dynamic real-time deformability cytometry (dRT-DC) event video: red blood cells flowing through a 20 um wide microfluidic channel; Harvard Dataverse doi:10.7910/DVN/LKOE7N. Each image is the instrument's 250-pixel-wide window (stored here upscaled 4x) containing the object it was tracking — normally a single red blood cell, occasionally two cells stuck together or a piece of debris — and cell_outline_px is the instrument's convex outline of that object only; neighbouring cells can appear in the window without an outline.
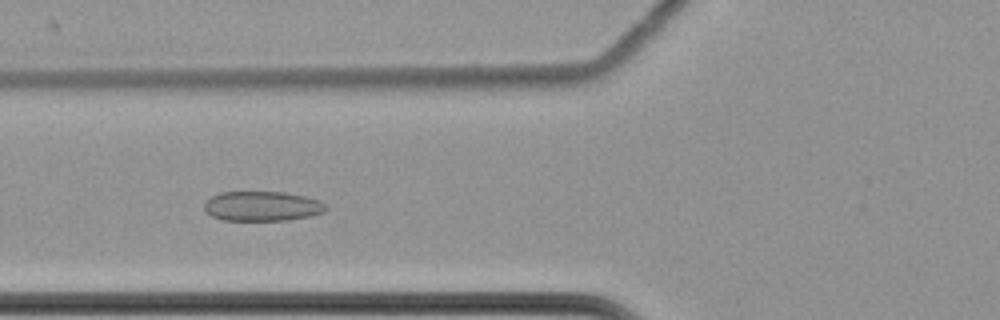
{"species": "common noctule bat (a hibernating species)", "species_latin": "Nyctalus noctula", "temperature_condition": "cold", "stored_images_in_passage": 55, "camera_frame_rate_fps": 3000, "um_per_image_px": 0.085, "animal": {"sex": "female", "body_mass_g": 22.7, "forearm_length_mm": 54.2}, "frame": {"image": 1, "passage_image": 19, "time_ms": 6.0, "image_size_px": [1000, 320], "cell_outline_px": [[328, 208], [324, 212], [308, 216], [288, 220], [224, 220], [212, 216], [204, 212], [204, 204], [212, 196], [220, 192], [284, 192], [304, 196], [320, 200]], "centroid_in_image_um": [22.27, 17.52], "position_along_channel_um": 103.5, "area_um2": 21.04}}
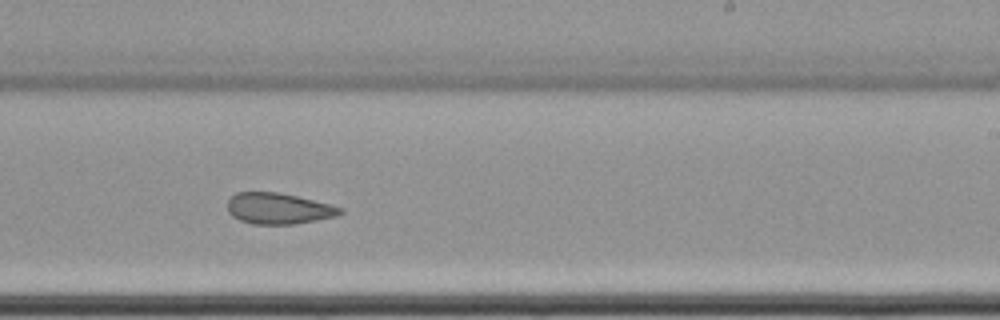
{"frame": {"image": 2, "passage_image": 33, "time_ms": 10.667, "image_size_px": [1000, 320], "cell_outline_px": [[344, 212], [336, 216], [296, 224], [252, 224], [240, 220], [232, 216], [228, 212], [228, 200], [236, 192], [276, 192], [296, 196], [344, 208]], "centroid_in_image_um": [23.66, 17.73], "position_along_channel_um": 265.3, "area_um2": 20.29}}
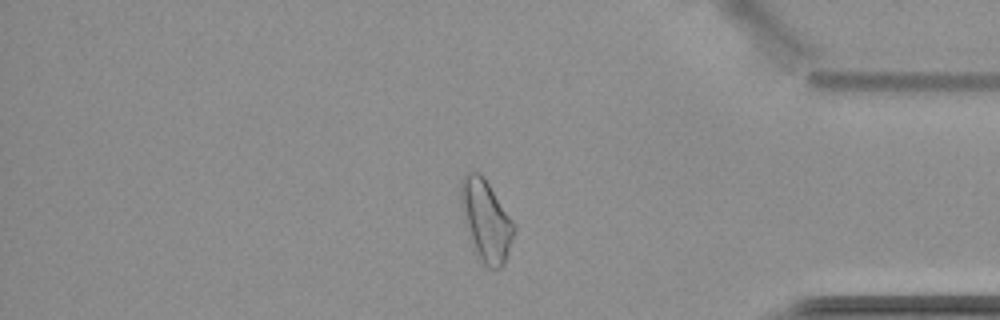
{"frame": {"image": 3, "passage_image": 46, "time_ms": 15.0, "image_size_px": [1000, 320], "cell_outline_px": [[516, 228], [504, 264], [500, 268], [488, 268], [484, 264], [472, 240], [464, 212], [460, 196], [460, 180], [468, 172], [480, 172], [516, 224]], "centroid_in_image_um": [41.36, 18.7], "position_along_channel_um": 393.8, "area_um2": 24.16}, "authors_computed_cell_mechanics": {"area_um2": 23.2356, "velocity_mm_per_s": 3.4637, "shape_relaxation_time_tau1_ms": null, "shape_relaxation_time_tau2_ms": 3.9182, "deformation_change_tau1": null, "deformation_change_tau2": 0.0945}}